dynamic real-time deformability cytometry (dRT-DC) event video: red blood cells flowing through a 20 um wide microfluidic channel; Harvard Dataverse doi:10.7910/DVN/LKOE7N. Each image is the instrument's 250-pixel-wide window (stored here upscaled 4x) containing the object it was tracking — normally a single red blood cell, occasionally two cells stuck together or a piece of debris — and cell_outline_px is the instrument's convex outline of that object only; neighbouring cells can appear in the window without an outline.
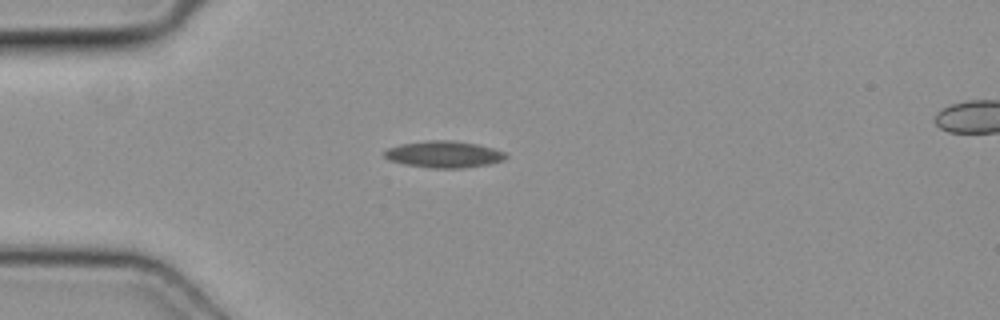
{"species": "common noctule bat (a hibernating species)", "species_latin": "Nyctalus noctula", "temperature_condition": "cold", "stored_images_in_passage": 3, "segment_of_instrument_passage": [1, 2], "camera_frame_rate_fps": 3000, "um_per_image_px": 0.085, "animal": {"sex": "female", "body_mass_g": 19.3, "forearm_length_mm": 54.1}, "frame": {"image": 1, "passage_image": 2, "time_ms": 0.333, "image_size_px": [1000, 320], "cell_outline_px": [[508, 156], [504, 160], [488, 164], [460, 168], [432, 168], [408, 164], [392, 160], [384, 156], [384, 152], [388, 148], [400, 144], [428, 140], [452, 140], [476, 144], [492, 148], [504, 152]], "centroid_in_image_um": [37.75, 13.11], "position_along_channel_um": 47.2, "area_um2": 18.55}}